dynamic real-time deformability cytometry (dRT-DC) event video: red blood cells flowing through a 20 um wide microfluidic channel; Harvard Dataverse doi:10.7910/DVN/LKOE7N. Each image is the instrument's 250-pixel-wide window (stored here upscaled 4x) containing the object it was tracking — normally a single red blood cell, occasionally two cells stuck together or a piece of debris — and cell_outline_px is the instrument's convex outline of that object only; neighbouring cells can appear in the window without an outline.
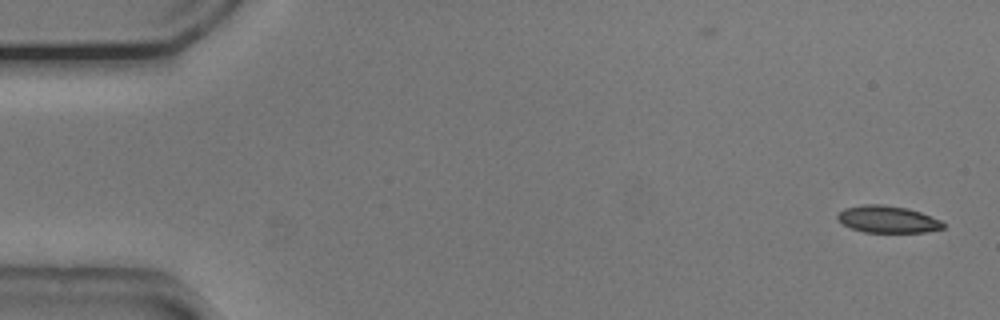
{"species": "common noctule bat (a hibernating species)", "species_latin": "Nyctalus noctula", "temperature_condition": "cold", "stored_images_in_passage": 53, "camera_frame_rate_fps": 3000, "um_per_image_px": 0.085, "animal": {"sex": "male", "body_mass_g": 20.5, "forearm_length_mm": 52.5}, "frame": {"image": 1, "passage_image": 1, "time_ms": 0.0, "image_size_px": [1000, 320], "cell_outline_px": [[944, 228], [924, 232], [864, 232], [852, 228], [836, 220], [836, 216], [844, 208], [864, 204], [884, 204], [908, 208], [920, 212], [940, 220], [944, 224]], "centroid_in_image_um": [75.43, 18.63], "position_along_channel_um": 9.6, "area_um2": 16.59}}
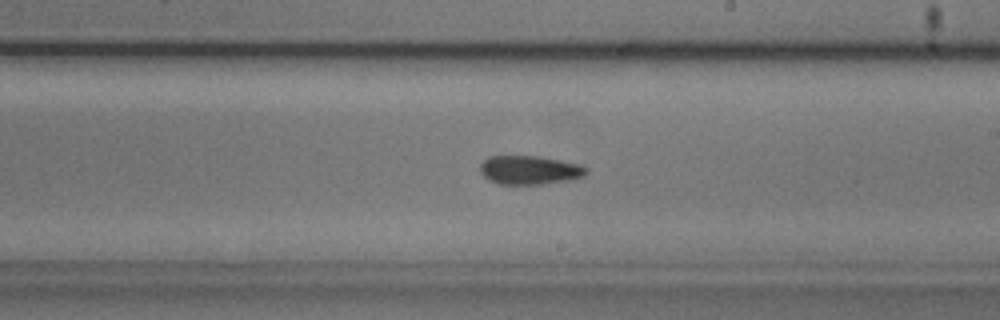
{"frame": {"image": 2, "passage_image": 30, "time_ms": 9.667, "image_size_px": [1000, 320], "cell_outline_px": [[588, 172], [584, 176], [576, 180], [540, 184], [500, 184], [488, 180], [480, 172], [480, 164], [488, 156], [540, 156], [580, 164], [588, 168]], "centroid_in_image_um": [45.06, 14.46], "position_along_channel_um": 243.9, "area_um2": 18.09}}
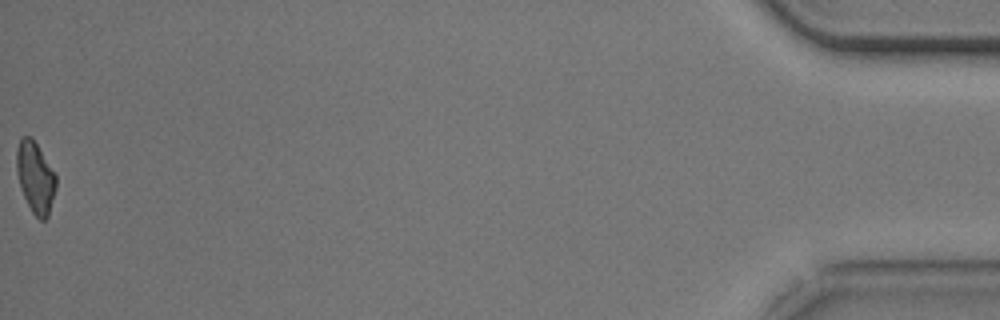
{"frame": {"image": 3, "passage_image": 53, "time_ms": 17.333, "image_size_px": [1000, 320], "cell_outline_px": [[56, 188], [48, 216], [44, 220], [40, 220], [32, 212], [20, 188], [16, 172], [16, 148], [20, 136], [32, 136], [56, 172]], "centroid_in_image_um": [3.0, 15.02], "position_along_channel_um": 432.2, "area_um2": 16.76}, "authors_computed_cell_mechanics": {"area_um2": 17.4556, "velocity_mm_per_s": 3.7652, "shape_relaxation_time_tau1_ms": 5.2932, "shape_relaxation_time_tau2_ms": 3.3149, "deformation_change_tau1": 0.1436, "deformation_change_tau2": 0.087}}